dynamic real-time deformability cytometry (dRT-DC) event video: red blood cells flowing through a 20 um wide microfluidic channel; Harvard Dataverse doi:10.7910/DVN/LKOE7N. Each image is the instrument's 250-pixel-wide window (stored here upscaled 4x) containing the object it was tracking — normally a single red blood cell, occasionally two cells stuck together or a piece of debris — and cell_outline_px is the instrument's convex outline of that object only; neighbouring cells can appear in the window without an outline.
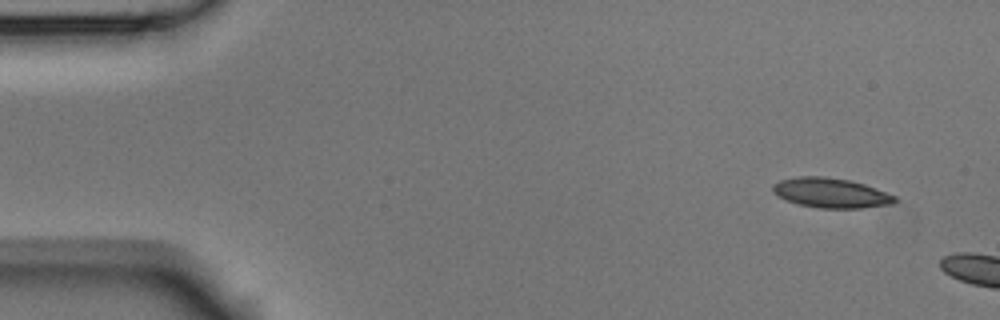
{"species": "Egyptian fruit bat (a non-hibernating species)", "species_latin": "Rousettus aegyptiacus", "temperature_condition": "room temperature", "stored_images_in_passage": 5, "camera_frame_rate_fps": 3000, "um_per_image_px": 0.085, "animal": {"sex": "male"}, "frame": {"image": 1, "passage_image": 1, "time_ms": 0.0, "image_size_px": [1000, 320], "cell_outline_px": [[896, 200], [892, 204], [860, 208], [820, 208], [800, 204], [776, 196], [772, 192], [772, 184], [780, 180], [796, 176], [824, 176], [848, 180], [864, 184], [876, 188], [896, 196]], "centroid_in_image_um": [70.59, 16.39], "position_along_channel_um": 14.4, "area_um2": 21.15}}